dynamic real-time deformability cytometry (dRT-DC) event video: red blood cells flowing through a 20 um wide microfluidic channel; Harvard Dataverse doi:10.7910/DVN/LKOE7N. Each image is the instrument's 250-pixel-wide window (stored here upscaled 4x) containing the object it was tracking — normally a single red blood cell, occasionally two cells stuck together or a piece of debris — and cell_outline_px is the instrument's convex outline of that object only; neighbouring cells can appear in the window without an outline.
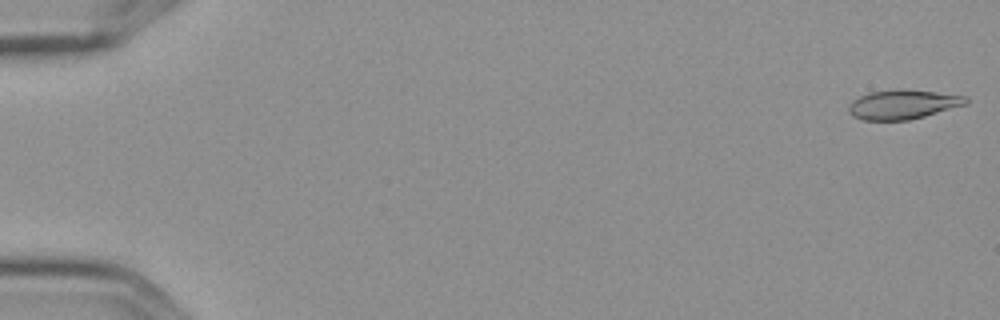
{"species": "Egyptian fruit bat (a non-hibernating species)", "species_latin": "Rousettus aegyptiacus", "temperature_condition": "cold", "stored_images_in_passage": 6, "camera_frame_rate_fps": 3000, "um_per_image_px": 0.085, "frame": {"image": 1, "passage_image": 1, "time_ms": 0.0, "image_size_px": [1000, 320], "cell_outline_px": [[968, 104], [924, 116], [908, 120], [864, 120], [852, 116], [848, 112], [848, 108], [852, 100], [868, 92], [904, 88], [968, 96]], "centroid_in_image_um": [76.75, 8.86], "position_along_channel_um": 8.3, "area_um2": 20.23}}
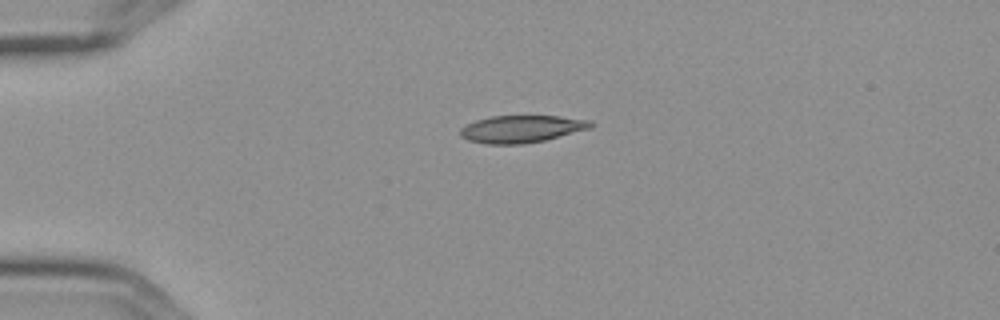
{"frame": {"image": 2, "passage_image": 4, "time_ms": 1.0, "image_size_px": [1000, 320], "cell_outline_px": [[596, 124], [592, 128], [544, 140], [524, 144], [488, 144], [468, 140], [460, 136], [460, 128], [476, 120], [492, 116], [556, 116], [592, 120]], "centroid_in_image_um": [44.37, 10.96], "position_along_channel_um": 40.6, "area_um2": 20.75}}
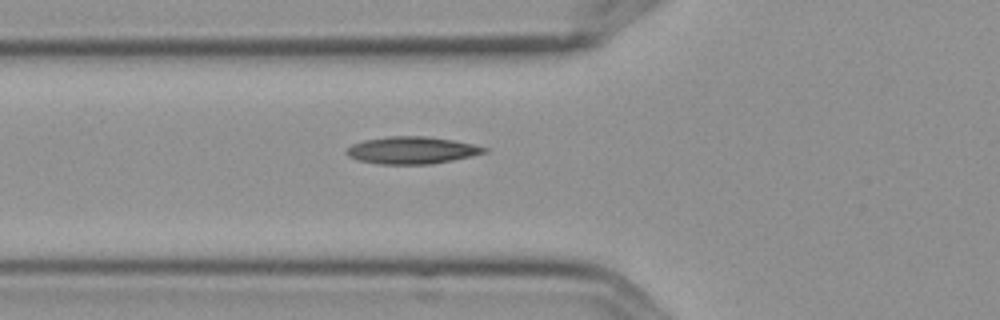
{"frame": {"image": 3, "passage_image": 6, "time_ms": 1.667, "image_size_px": [1000, 320], "cell_outline_px": [[488, 152], [472, 156], [432, 164], [380, 164], [356, 160], [348, 156], [344, 152], [352, 144], [364, 140], [388, 136], [428, 136], [452, 140], [472, 144], [488, 148]], "centroid_in_image_um": [34.99, 12.77], "position_along_channel_um": 90.8, "area_um2": 21.91}}